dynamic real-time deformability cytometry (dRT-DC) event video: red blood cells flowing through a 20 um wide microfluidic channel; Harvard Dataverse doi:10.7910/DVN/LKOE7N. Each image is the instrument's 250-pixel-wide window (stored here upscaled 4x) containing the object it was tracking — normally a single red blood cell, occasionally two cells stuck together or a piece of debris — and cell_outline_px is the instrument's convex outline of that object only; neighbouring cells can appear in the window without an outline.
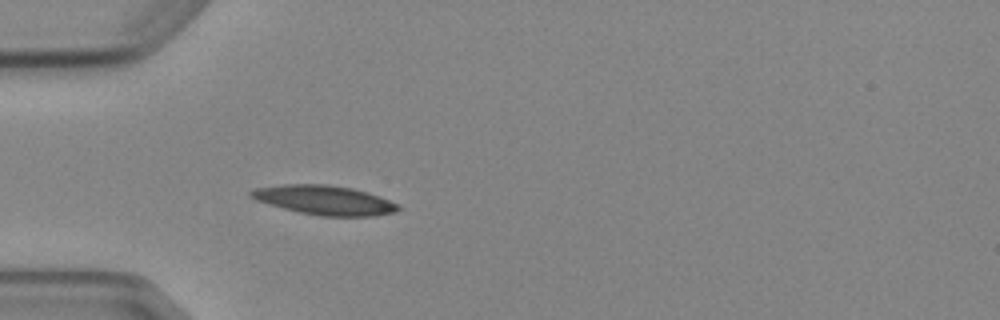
{"species": "Egyptian fruit bat (a non-hibernating species)", "species_latin": "Rousettus aegyptiacus", "temperature_condition": "cold", "stored_images_in_passage": 4, "camera_frame_rate_fps": 3000, "um_per_image_px": 0.085, "animal": {"sex": "female"}, "frame": {"image": 1, "passage_image": 4, "time_ms": 3.333, "image_size_px": [1000, 320], "cell_outline_px": [[400, 208], [396, 212], [376, 216], [320, 216], [300, 212], [268, 204], [256, 200], [248, 196], [248, 192], [256, 188], [284, 184], [328, 184], [352, 188], [368, 192], [380, 196], [400, 204]], "centroid_in_image_um": [27.61, 17.01], "position_along_channel_um": 57.4, "area_um2": 25.32}}